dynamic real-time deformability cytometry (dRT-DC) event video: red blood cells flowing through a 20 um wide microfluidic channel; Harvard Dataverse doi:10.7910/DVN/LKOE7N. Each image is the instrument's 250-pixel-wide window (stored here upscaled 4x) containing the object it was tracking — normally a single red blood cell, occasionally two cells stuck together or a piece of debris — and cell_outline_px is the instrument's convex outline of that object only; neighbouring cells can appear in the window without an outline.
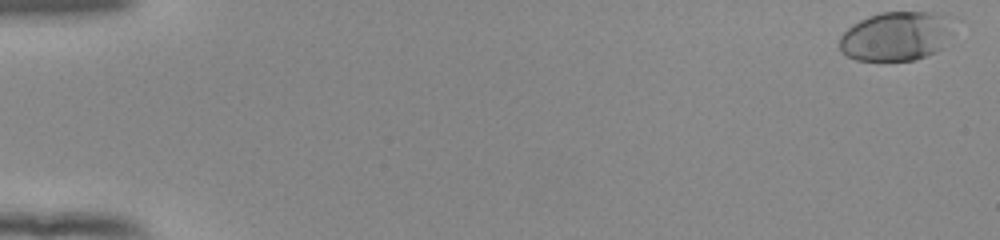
{"species": "human", "species_latin": "Homo sapiens", "temperature_condition": "room temperature", "stored_images_in_passage": 53, "camera_frame_rate_fps": 3000, "um_per_image_px": 0.085, "donor": {"sex": "female"}, "frame": {"image": 1, "passage_image": 1, "time_ms": 0.0, "image_size_px": [1000, 240], "cell_outline_px": [[944, 48], [936, 52], [916, 60], [856, 60], [840, 52], [840, 36], [852, 24], [868, 16], [880, 12], [944, 12]], "centroid_in_image_um": [76.03, 3.09], "position_along_channel_um": 9.0, "area_um2": 31.79}}
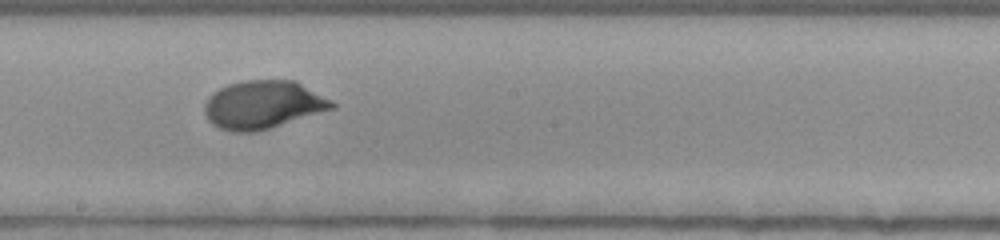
{"frame": {"image": 2, "passage_image": 31, "time_ms": 10.0, "image_size_px": [1000, 240], "cell_outline_px": [[336, 108], [256, 132], [232, 132], [220, 128], [212, 124], [208, 120], [204, 112], [204, 104], [212, 92], [228, 84], [244, 80], [296, 80], [332, 100], [336, 104]], "centroid_in_image_um": [22.36, 8.9], "position_along_channel_um": 225.8, "area_um2": 35.95}}
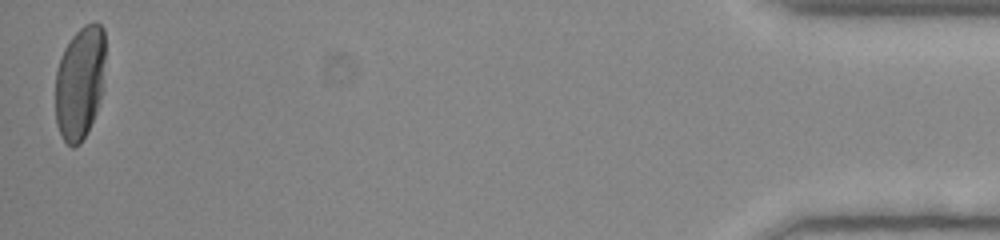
{"frame": {"image": 3, "passage_image": 53, "time_ms": 17.333, "image_size_px": [1000, 240], "cell_outline_px": [[104, 60], [100, 96], [96, 112], [80, 144], [72, 148], [64, 140], [56, 124], [56, 72], [60, 56], [64, 48], [72, 36], [84, 24], [96, 20], [104, 28]], "centroid_in_image_um": [6.77, 6.98], "position_along_channel_um": 428.4, "area_um2": 32.77}, "authors_computed_cell_mechanics": {"area_um2": 33.7552, "velocity_mm_per_s": 3.9031, "shape_relaxation_time_tau1_ms": 3.2453, "shape_relaxation_time_tau2_ms": null, "deformation_change_tau1": 0.1489, "deformation_change_tau2": null}}